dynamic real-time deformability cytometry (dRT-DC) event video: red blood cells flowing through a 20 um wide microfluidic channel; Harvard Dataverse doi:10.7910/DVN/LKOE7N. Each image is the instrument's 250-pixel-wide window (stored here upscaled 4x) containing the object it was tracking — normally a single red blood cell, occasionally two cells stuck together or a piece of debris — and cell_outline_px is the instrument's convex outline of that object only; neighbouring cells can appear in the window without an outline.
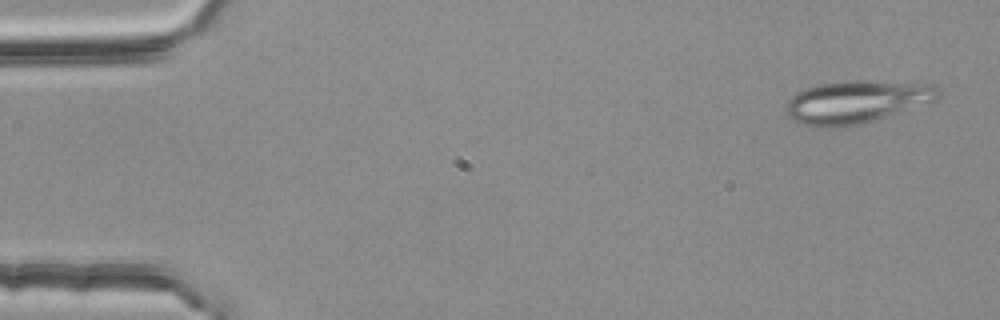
{"species": "common noctule bat (a hibernating species)", "species_latin": "Nyctalus noctula", "temperature_condition": "room temperature", "stored_images_in_passage": 53, "segment_of_instrument_passage": [1, 2], "camera_frame_rate_fps": 3000, "um_per_image_px": 0.085, "animal": {"sex": "female", "body_mass_g": 25.1}, "frame": {"image": 1, "passage_image": 2, "time_ms": 0.333, "image_size_px": [1000, 320], "cell_outline_px": [[944, 92], [936, 100], [860, 124], [840, 128], [812, 128], [800, 124], [792, 120], [788, 116], [784, 108], [788, 100], [796, 92], [816, 84], [844, 80], [872, 80], [936, 84]], "centroid_in_image_um": [72.77, 8.65], "position_along_channel_um": 12.2, "area_um2": 38.73}}